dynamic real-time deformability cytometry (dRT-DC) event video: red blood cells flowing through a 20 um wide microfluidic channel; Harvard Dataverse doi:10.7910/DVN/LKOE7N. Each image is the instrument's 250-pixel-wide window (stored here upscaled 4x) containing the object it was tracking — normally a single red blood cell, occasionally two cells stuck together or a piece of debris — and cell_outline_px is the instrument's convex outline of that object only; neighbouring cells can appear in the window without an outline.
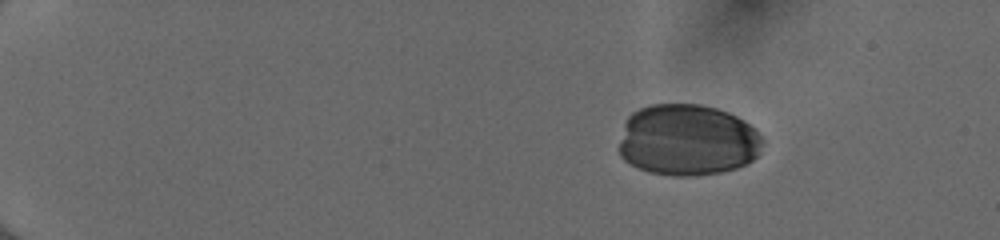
{"species": "human", "species_latin": "Homo sapiens", "temperature_condition": "cold", "stored_images_in_passage": 45, "camera_frame_rate_fps": 3000, "um_per_image_px": 0.085, "donor": {"sex": "female"}, "frame": {"image": 1, "passage_image": 1, "time_ms": 0.0, "image_size_px": [1000, 240], "cell_outline_px": [[760, 152], [752, 160], [736, 168], [720, 172], [696, 176], [672, 176], [648, 172], [624, 160], [620, 156], [620, 140], [624, 124], [628, 116], [632, 112], [640, 108], [652, 104], [700, 104], [716, 108], [728, 112], [744, 120], [760, 136]], "centroid_in_image_um": [58.4, 11.91], "position_along_channel_um": 26.6, "area_um2": 59.65}}